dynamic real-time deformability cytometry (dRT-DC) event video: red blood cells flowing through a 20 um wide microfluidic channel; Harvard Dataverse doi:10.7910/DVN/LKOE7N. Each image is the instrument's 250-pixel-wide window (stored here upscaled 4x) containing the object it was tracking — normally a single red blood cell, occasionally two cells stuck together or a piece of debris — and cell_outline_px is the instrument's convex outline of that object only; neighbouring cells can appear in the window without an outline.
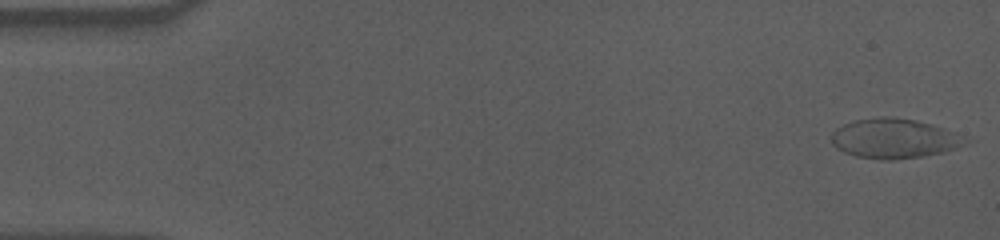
{"species": "human", "species_latin": "Homo sapiens", "temperature_condition": "cold", "stored_images_in_passage": 57, "camera_frame_rate_fps": 3000, "um_per_image_px": 0.085, "donor": {"sex": "male"}, "frame": {"image": 1, "passage_image": 1, "time_ms": 0.0, "image_size_px": [1000, 240], "cell_outline_px": [[976, 140], [956, 148], [944, 152], [920, 156], [892, 160], [884, 160], [856, 156], [844, 152], [836, 148], [832, 144], [832, 132], [836, 128], [844, 124], [856, 120], [880, 116], [888, 116], [912, 120], [928, 124]], "centroid_in_image_um": [76.01, 11.78], "position_along_channel_um": 9.0, "area_um2": 30.81}}
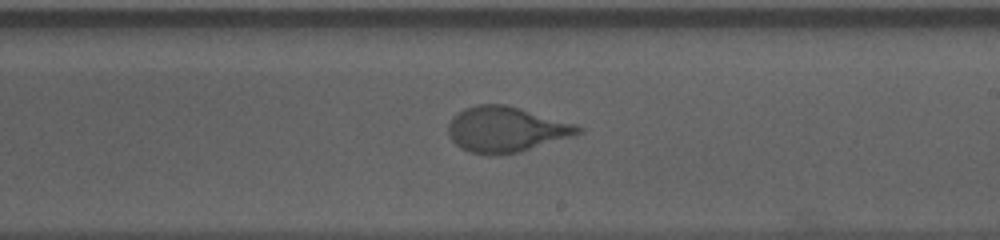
{"frame": {"image": 2, "passage_image": 33, "time_ms": 10.667, "image_size_px": [1000, 240], "cell_outline_px": [[584, 132], [572, 136], [520, 152], [488, 156], [468, 152], [460, 148], [448, 136], [448, 124], [452, 116], [456, 112], [464, 108], [476, 104], [504, 104], [520, 108], [576, 124], [584, 128]], "centroid_in_image_um": [42.98, 11.0], "position_along_channel_um": 246.0, "area_um2": 34.74}}
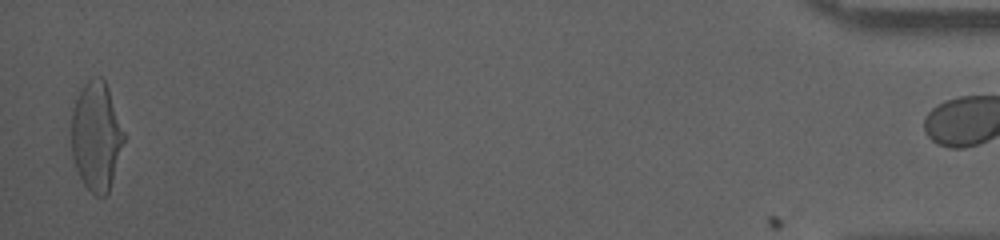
{"frame": {"image": 3, "passage_image": 56, "time_ms": 18.333, "image_size_px": [1000, 240], "cell_outline_px": [[124, 140], [108, 192], [104, 196], [96, 196], [84, 184], [76, 168], [72, 156], [72, 108], [80, 88], [92, 76], [100, 76], [104, 80], [108, 88], [124, 132]], "centroid_in_image_um": [8.16, 11.54], "position_along_channel_um": 427.0, "area_um2": 32.89}, "authors_computed_cell_mechanics": {"area_um2": 33.524, "velocity_mm_per_s": 3.544, "shape_relaxation_time_tau1_ms": 4.4594, "shape_relaxation_time_tau2_ms": null, "deformation_change_tau1": 0.1759, "deformation_change_tau2": null}}